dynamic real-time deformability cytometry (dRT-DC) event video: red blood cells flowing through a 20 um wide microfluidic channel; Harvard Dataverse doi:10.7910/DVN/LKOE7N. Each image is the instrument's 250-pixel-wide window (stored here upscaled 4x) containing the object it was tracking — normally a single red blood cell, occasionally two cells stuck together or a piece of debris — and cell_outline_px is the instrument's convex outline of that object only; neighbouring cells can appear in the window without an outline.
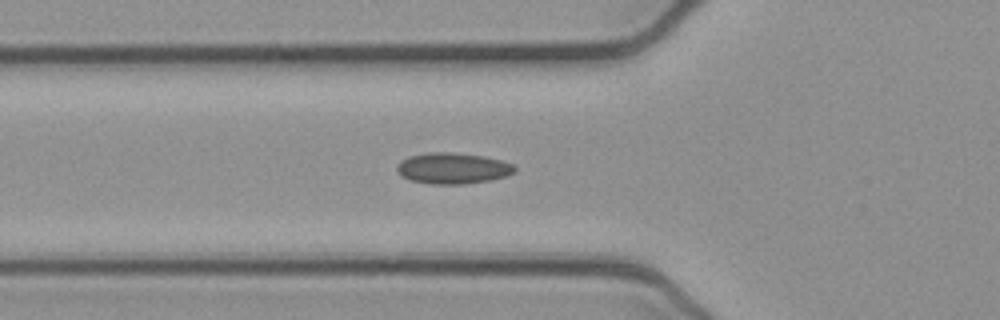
{"species": "common noctule bat (a hibernating species)", "species_latin": "Nyctalus noctula", "temperature_condition": "cold", "stored_images_in_passage": 32, "camera_frame_rate_fps": 3000, "um_per_image_px": 0.085, "animal": {"sex": "female", "body_mass_g": 21.9}, "frame": {"image": 1, "passage_image": 2, "time_ms": 0.333, "image_size_px": [1000, 320], "cell_outline_px": [[516, 172], [508, 176], [492, 180], [464, 184], [432, 184], [412, 180], [400, 176], [396, 168], [396, 164], [400, 160], [408, 156], [428, 152], [452, 152], [484, 156], [500, 160], [512, 164], [516, 168]], "centroid_in_image_um": [38.48, 14.3], "position_along_channel_um": 87.3, "area_um2": 21.56}}
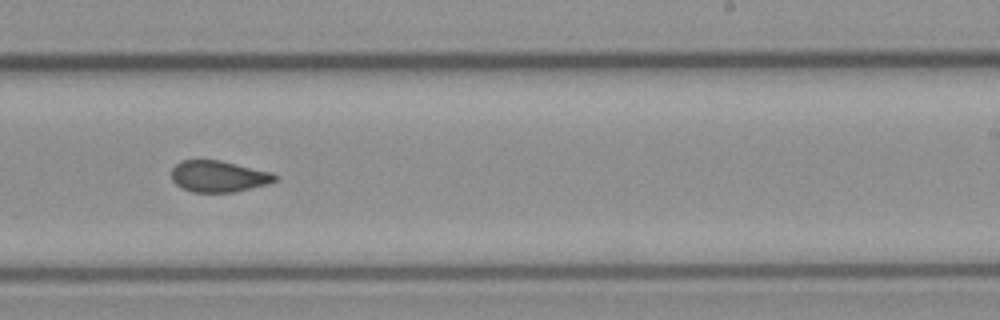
{"frame": {"image": 2, "passage_image": 16, "time_ms": 5.0, "image_size_px": [1000, 320], "cell_outline_px": [[276, 180], [268, 184], [232, 192], [192, 192], [176, 184], [172, 180], [172, 168], [180, 160], [220, 160], [272, 172], [276, 176]], "centroid_in_image_um": [18.57, 14.98], "position_along_channel_um": 270.4, "area_um2": 18.79}}
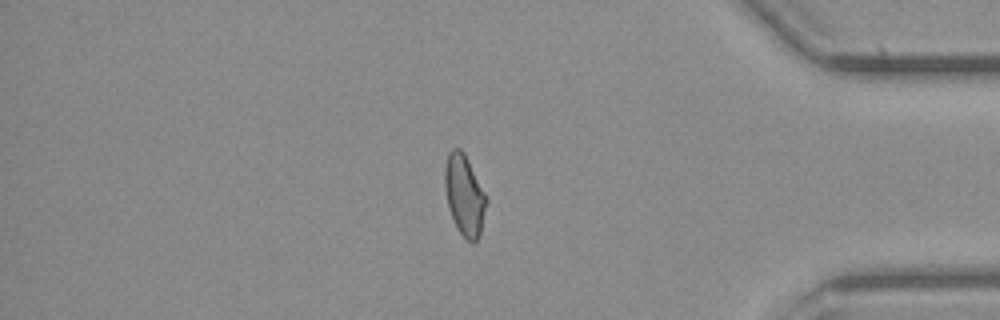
{"frame": {"image": 3, "passage_image": 28, "time_ms": 9.0, "image_size_px": [1000, 320], "cell_outline_px": [[488, 200], [480, 232], [476, 240], [472, 244], [456, 228], [448, 208], [444, 184], [444, 168], [448, 152], [452, 148], [460, 148], [464, 152], [488, 196]], "centroid_in_image_um": [39.47, 16.55], "position_along_channel_um": 395.7, "area_um2": 19.83}}